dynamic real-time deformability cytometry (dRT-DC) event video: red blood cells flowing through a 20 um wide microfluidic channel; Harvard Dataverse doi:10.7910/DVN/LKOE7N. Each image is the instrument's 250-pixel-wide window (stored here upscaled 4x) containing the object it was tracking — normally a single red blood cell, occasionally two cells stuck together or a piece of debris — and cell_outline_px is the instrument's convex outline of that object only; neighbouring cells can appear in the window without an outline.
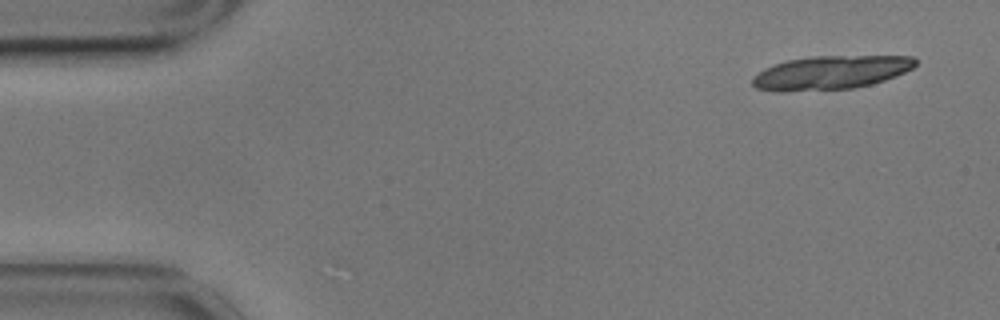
{"species": "common noctule bat (a hibernating species)", "species_latin": "Nyctalus noctula", "temperature_condition": "cold", "stored_images_in_passage": 18, "camera_frame_rate_fps": 3000, "um_per_image_px": 0.085, "animal": {"sex": "male", "body_mass_g": 17.9}, "frame": {"image": 1, "passage_image": 3, "time_ms": 0.667, "image_size_px": [1000, 320], "cell_outline_px": [[916, 64], [912, 68], [896, 76], [872, 84], [852, 88], [784, 92], [776, 92], [756, 88], [752, 84], [752, 76], [764, 68], [788, 60], [812, 56], [912, 56], [916, 60]], "centroid_in_image_um": [70.58, 6.17], "position_along_channel_um": 14.4, "area_um2": 32.02}}